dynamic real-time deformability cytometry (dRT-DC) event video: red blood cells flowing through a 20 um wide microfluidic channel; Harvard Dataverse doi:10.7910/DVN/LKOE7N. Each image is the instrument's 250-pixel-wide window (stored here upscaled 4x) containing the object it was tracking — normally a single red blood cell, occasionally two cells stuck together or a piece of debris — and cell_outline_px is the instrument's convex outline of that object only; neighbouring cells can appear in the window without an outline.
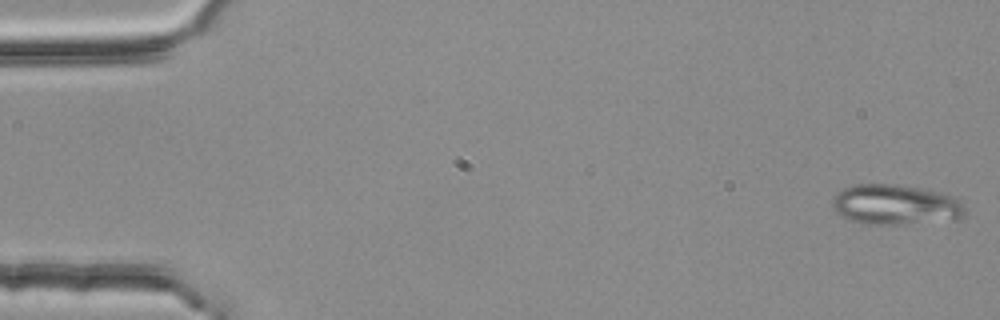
{"species": "common noctule bat (a hibernating species)", "species_latin": "Nyctalus noctula", "temperature_condition": "room temperature", "stored_images_in_passage": 54, "camera_frame_rate_fps": 3000, "um_per_image_px": 0.085, "animal": {"sex": "female", "body_mass_g": 25.1}, "frame": {"image": 1, "passage_image": 1, "time_ms": 0.0, "image_size_px": [1000, 320], "cell_outline_px": [[964, 216], [960, 220], [896, 224], [864, 224], [840, 216], [836, 212], [832, 204], [832, 200], [844, 188], [856, 184], [892, 184], [920, 188], [952, 196], [964, 208]], "centroid_in_image_um": [76.11, 17.41], "position_along_channel_um": 8.9, "area_um2": 30.75}}
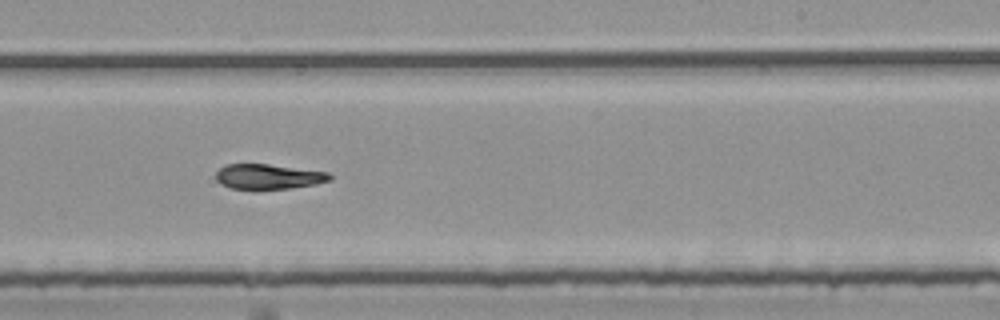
{"frame": {"image": 2, "passage_image": 33, "time_ms": 10.667, "image_size_px": [1000, 320], "cell_outline_px": [[332, 180], [316, 184], [288, 188], [232, 188], [220, 184], [216, 180], [216, 172], [220, 168], [228, 164], [268, 164], [328, 172], [332, 176]], "centroid_in_image_um": [22.82, 15.0], "position_along_channel_um": 266.2, "area_um2": 16.36}}
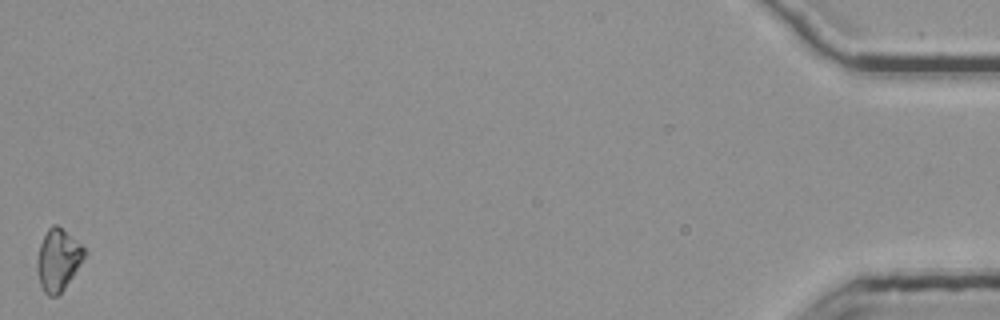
{"frame": {"image": 3, "passage_image": 54, "time_ms": 17.667, "image_size_px": [1000, 320], "cell_outline_px": [[88, 252], [64, 288], [56, 296], [48, 296], [44, 292], [40, 284], [36, 272], [36, 260], [40, 244], [48, 228], [52, 224], [56, 224], [80, 244]], "centroid_in_image_um": [4.91, 22.09], "position_along_channel_um": 430.3, "area_um2": 16.82}, "authors_computed_cell_mechanics": {"area_um2": 17.6579, "velocity_mm_per_s": 3.7689, "shape_relaxation_time_tau1_ms": 8.6879, "shape_relaxation_time_tau2_ms": 4.2453, "deformation_change_tau1": 0.2428, "deformation_change_tau2": 0.1016}}